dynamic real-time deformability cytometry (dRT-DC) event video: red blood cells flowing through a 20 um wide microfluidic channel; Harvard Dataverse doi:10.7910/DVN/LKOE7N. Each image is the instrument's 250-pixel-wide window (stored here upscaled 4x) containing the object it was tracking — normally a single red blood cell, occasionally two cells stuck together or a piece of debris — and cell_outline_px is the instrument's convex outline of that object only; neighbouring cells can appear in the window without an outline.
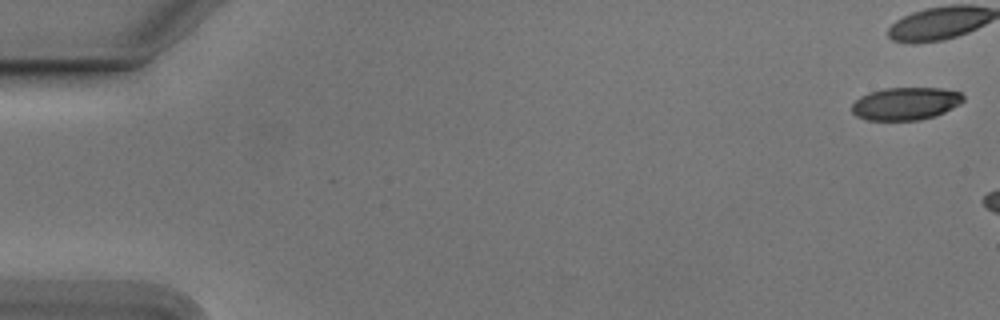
{"species": "Egyptian fruit bat (a non-hibernating species)", "species_latin": "Rousettus aegyptiacus", "temperature_condition": "cold", "stored_images_in_passage": 15, "camera_frame_rate_fps": 3000, "um_per_image_px": 0.085, "animal": {"sex": "male"}, "frame": {"image": 1, "passage_image": 1, "time_ms": 0.0, "image_size_px": [1000, 320], "cell_outline_px": [[964, 100], [960, 104], [936, 116], [920, 120], [868, 120], [856, 116], [852, 112], [852, 104], [860, 96], [868, 92], [884, 88], [940, 88], [960, 92], [964, 96]], "centroid_in_image_um": [76.97, 8.81], "position_along_channel_um": 8.0, "area_um2": 21.33}}